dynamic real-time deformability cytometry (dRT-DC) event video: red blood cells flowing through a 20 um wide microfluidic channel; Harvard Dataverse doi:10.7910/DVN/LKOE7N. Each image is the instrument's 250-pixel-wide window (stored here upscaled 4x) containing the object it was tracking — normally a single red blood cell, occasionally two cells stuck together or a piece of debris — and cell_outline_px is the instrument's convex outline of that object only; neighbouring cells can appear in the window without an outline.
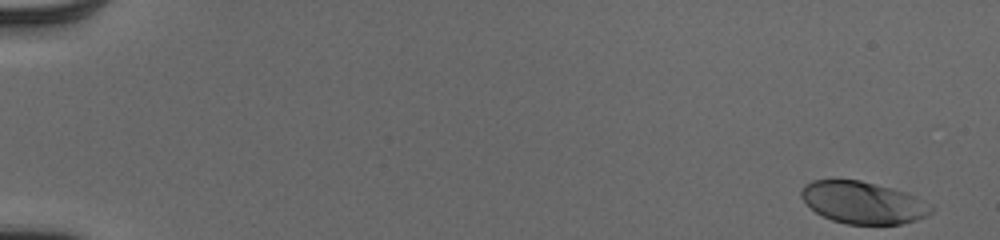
{"species": "human", "species_latin": "Homo sapiens", "temperature_condition": "cold", "stored_images_in_passage": 52, "camera_frame_rate_fps": 3000, "um_per_image_px": 0.085, "donor": {"sex": "male"}, "frame": {"image": 1, "passage_image": 1, "time_ms": 0.0, "image_size_px": [1000, 240], "cell_outline_px": [[932, 212], [916, 220], [900, 224], [848, 224], [832, 220], [816, 212], [800, 196], [800, 192], [804, 184], [812, 180], [860, 180], [892, 188], [904, 192], [912, 196], [932, 208]], "centroid_in_image_um": [73.29, 17.21], "position_along_channel_um": 11.7, "area_um2": 31.21}}
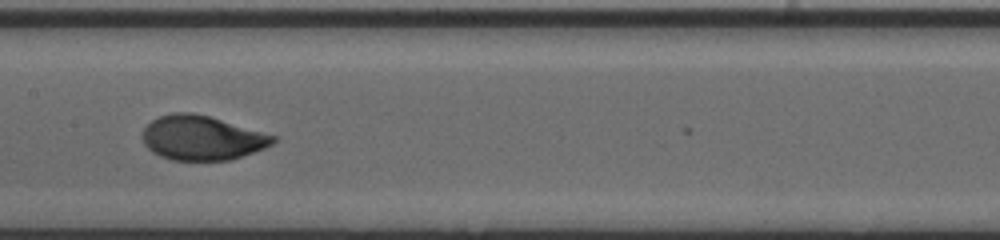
{"frame": {"image": 2, "passage_image": 28, "time_ms": 9.0, "image_size_px": [1000, 240], "cell_outline_px": [[276, 140], [272, 144], [264, 148], [228, 160], [172, 160], [160, 156], [152, 152], [144, 144], [144, 128], [152, 120], [160, 116], [172, 112], [192, 112], [208, 116], [276, 136]], "centroid_in_image_um": [17.14, 11.72], "position_along_channel_um": 190.3, "area_um2": 33.35}}
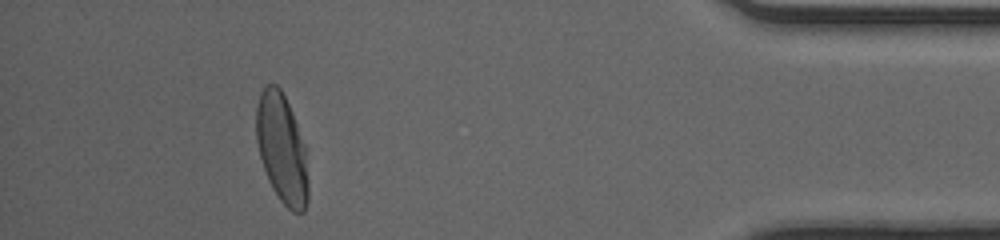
{"frame": {"image": 3, "passage_image": 48, "time_ms": 15.667, "image_size_px": [1000, 240], "cell_outline_px": [[308, 200], [304, 212], [292, 212], [280, 200], [272, 188], [268, 180], [260, 156], [256, 140], [256, 104], [260, 92], [268, 84], [276, 84], [280, 88], [292, 112], [304, 144], [308, 180]], "centroid_in_image_um": [23.95, 12.64], "position_along_channel_um": 411.3, "area_um2": 33.0}, "authors_computed_cell_mechanics": {"area_um2": 33.0905, "velocity_mm_per_s": 3.9993, "shape_relaxation_time_tau1_ms": 2.4797, "shape_relaxation_time_tau2_ms": null, "deformation_change_tau1": 0.1659, "deformation_change_tau2": null}}